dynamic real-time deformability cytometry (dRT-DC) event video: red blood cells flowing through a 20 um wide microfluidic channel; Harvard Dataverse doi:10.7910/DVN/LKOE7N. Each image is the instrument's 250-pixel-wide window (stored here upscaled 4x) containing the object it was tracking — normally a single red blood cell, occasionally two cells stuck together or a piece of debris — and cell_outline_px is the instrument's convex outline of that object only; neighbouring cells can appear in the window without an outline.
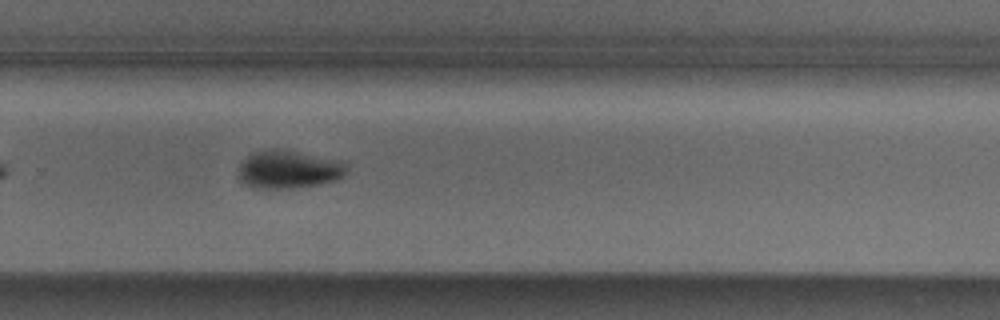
{"species": "Egyptian fruit bat (a non-hibernating species)", "species_latin": "Rousettus aegyptiacus", "temperature_condition": "cold", "stored_images_in_passage": 25, "camera_frame_rate_fps": 3000, "um_per_image_px": 0.085, "animal": {"sex": "male"}, "frame": {"image": 1, "passage_image": 22, "time_ms": 7.0, "image_size_px": [1000, 320], "cell_outline_px": [[348, 172], [344, 176], [336, 180], [316, 184], [292, 188], [252, 188], [244, 184], [236, 176], [240, 164], [248, 156], [256, 152], [268, 148], [284, 148], [348, 160]], "centroid_in_image_um": [24.6, 14.36], "position_along_channel_um": 305.2, "area_um2": 24.97}}